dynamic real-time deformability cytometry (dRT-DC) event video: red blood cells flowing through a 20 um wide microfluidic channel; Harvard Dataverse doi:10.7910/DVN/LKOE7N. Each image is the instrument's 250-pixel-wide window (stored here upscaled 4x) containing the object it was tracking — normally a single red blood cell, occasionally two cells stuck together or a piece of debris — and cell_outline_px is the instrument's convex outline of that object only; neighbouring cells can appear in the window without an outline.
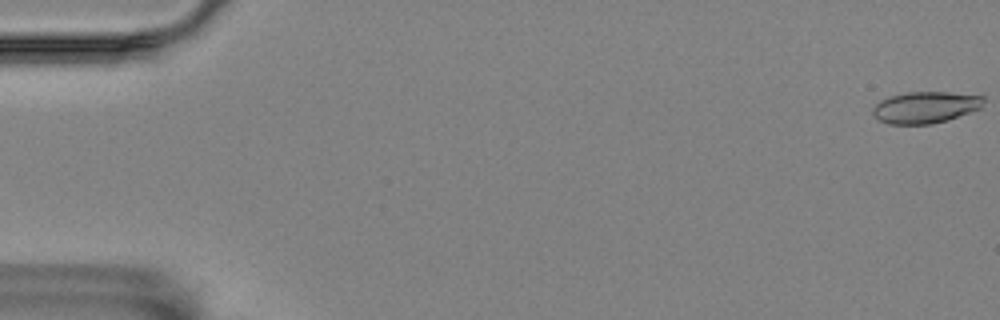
{"species": "Egyptian fruit bat (a non-hibernating species)", "species_latin": "Rousettus aegyptiacus", "temperature_condition": "room temperature", "stored_images_in_passage": 8, "camera_frame_rate_fps": 3000, "um_per_image_px": 0.085, "animal": {"sex": "female"}, "frame": {"image": 1, "passage_image": 1, "time_ms": 0.0, "image_size_px": [1000, 320], "cell_outline_px": [[984, 100], [980, 108], [948, 120], [932, 124], [888, 124], [880, 120], [872, 112], [872, 108], [880, 100], [888, 96], [908, 92], [948, 92], [984, 96]], "centroid_in_image_um": [78.64, 9.12], "position_along_channel_um": 6.4, "area_um2": 20.35}}
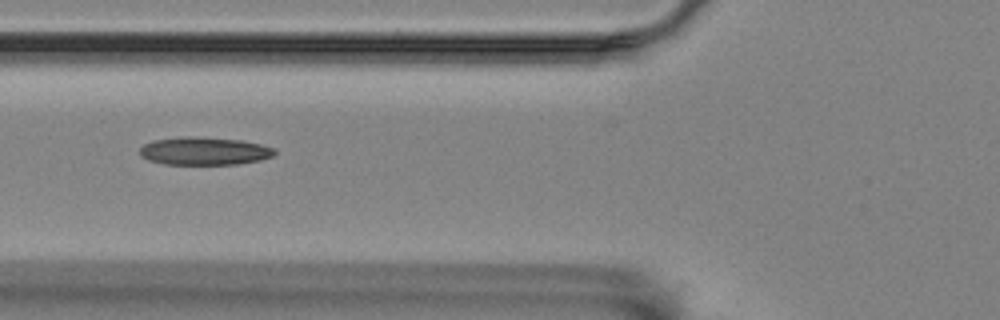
{"frame": {"image": 2, "passage_image": 7, "time_ms": 2.0, "image_size_px": [1000, 320], "cell_outline_px": [[276, 152], [272, 156], [260, 160], [236, 164], [164, 164], [148, 160], [140, 156], [140, 148], [144, 144], [152, 140], [184, 136], [196, 136], [244, 140], [276, 148]], "centroid_in_image_um": [17.36, 12.83], "position_along_channel_um": 108.4, "area_um2": 22.14}}
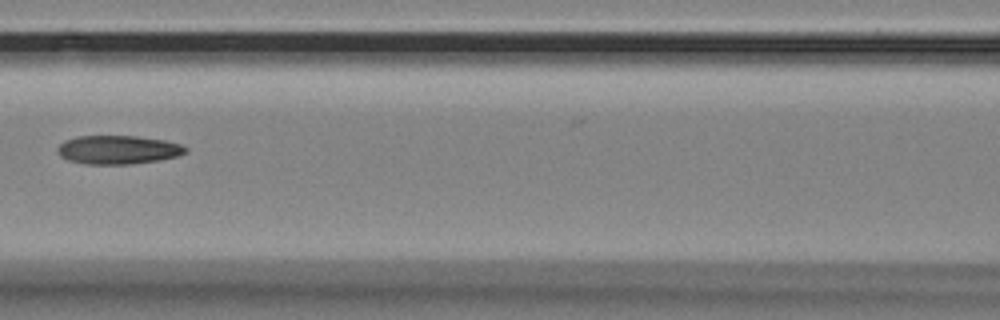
{"frame": {"image": 3, "passage_image": 8, "time_ms": 2.333, "image_size_px": [1000, 320], "cell_outline_px": [[188, 152], [176, 156], [160, 160], [128, 164], [84, 164], [68, 160], [60, 156], [56, 152], [56, 148], [64, 140], [76, 136], [136, 136], [164, 140], [180, 144], [188, 148]], "centroid_in_image_um": [10.0, 12.73], "position_along_channel_um": 156.6, "area_um2": 21.5}}